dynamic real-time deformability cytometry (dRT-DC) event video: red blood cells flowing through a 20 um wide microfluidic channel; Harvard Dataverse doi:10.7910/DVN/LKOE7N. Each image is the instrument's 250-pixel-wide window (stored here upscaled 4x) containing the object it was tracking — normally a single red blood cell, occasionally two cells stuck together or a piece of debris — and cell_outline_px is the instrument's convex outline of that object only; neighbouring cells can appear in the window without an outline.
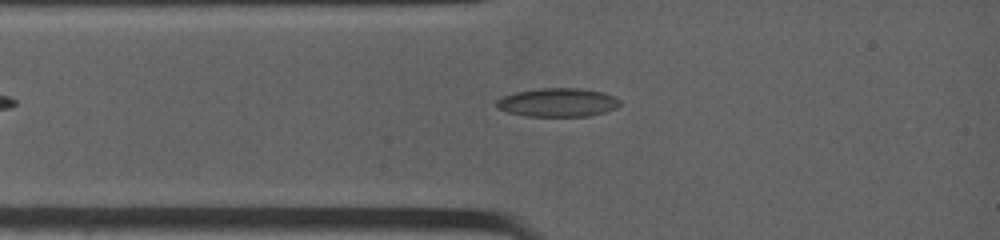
{"species": "common noctule bat (a hibernating species)", "species_latin": "Nyctalus noctula", "temperature_condition": "warm", "stored_images_in_passage": 35, "camera_frame_rate_fps": 4500, "um_per_image_px": 0.085, "animal": {"sex": "female", "body_mass_g": 19.0, "forearm_length_mm": 53.3}, "frame": {"image": 1, "passage_image": 5, "time_ms": 1.778, "image_size_px": [1000, 240], "cell_outline_px": [[620, 104], [616, 108], [604, 112], [588, 116], [524, 116], [508, 112], [496, 108], [496, 100], [504, 96], [516, 92], [540, 88], [580, 88], [604, 92], [620, 100]], "centroid_in_image_um": [47.4, 8.71], "position_along_channel_um": 37.6, "area_um2": 20.58}}
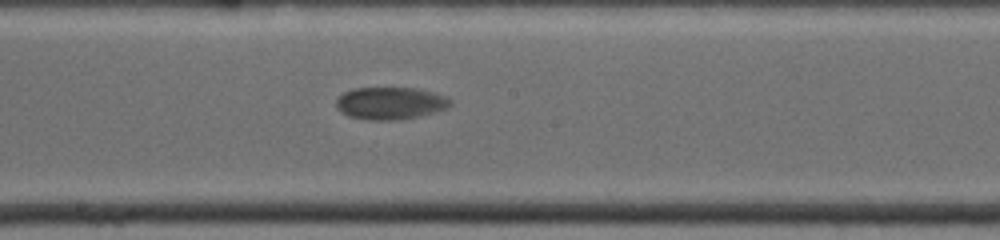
{"frame": {"image": 2, "passage_image": 15, "time_ms": 6.444, "image_size_px": [1000, 240], "cell_outline_px": [[452, 104], [448, 108], [436, 112], [420, 116], [396, 120], [368, 120], [348, 116], [340, 112], [336, 108], [336, 100], [344, 92], [352, 88], [416, 88], [436, 92], [448, 96], [452, 100]], "centroid_in_image_um": [33.21, 8.77], "position_along_channel_um": 215.0, "area_um2": 21.91}}
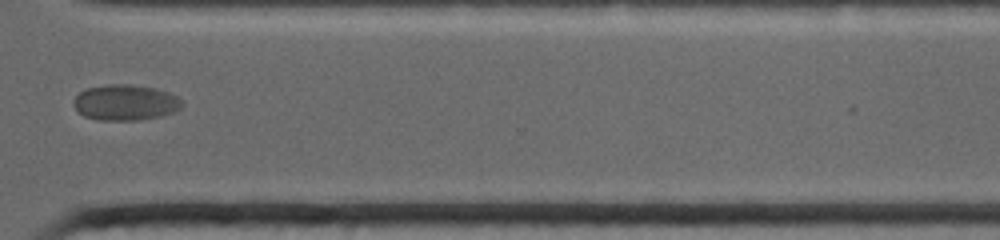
{"frame": {"image": 3, "passage_image": 23, "time_ms": 10.222, "image_size_px": [1000, 240], "cell_outline_px": [[184, 104], [180, 108], [172, 112], [160, 116], [140, 120], [96, 120], [84, 116], [72, 104], [72, 100], [84, 88], [108, 84], [132, 84], [156, 88], [168, 92], [184, 100]], "centroid_in_image_um": [10.65, 8.7], "position_along_channel_um": 360.0, "area_um2": 22.83}, "authors_computed_cell_mechanics": {"area_um2": 21.8484, "velocity_mm_per_s": 3.8184, "shape_relaxation_time_tau1_ms": 6.1717, "shape_relaxation_time_tau2_ms": null, "deformation_change_tau1": 0.1182, "deformation_change_tau2": null}}